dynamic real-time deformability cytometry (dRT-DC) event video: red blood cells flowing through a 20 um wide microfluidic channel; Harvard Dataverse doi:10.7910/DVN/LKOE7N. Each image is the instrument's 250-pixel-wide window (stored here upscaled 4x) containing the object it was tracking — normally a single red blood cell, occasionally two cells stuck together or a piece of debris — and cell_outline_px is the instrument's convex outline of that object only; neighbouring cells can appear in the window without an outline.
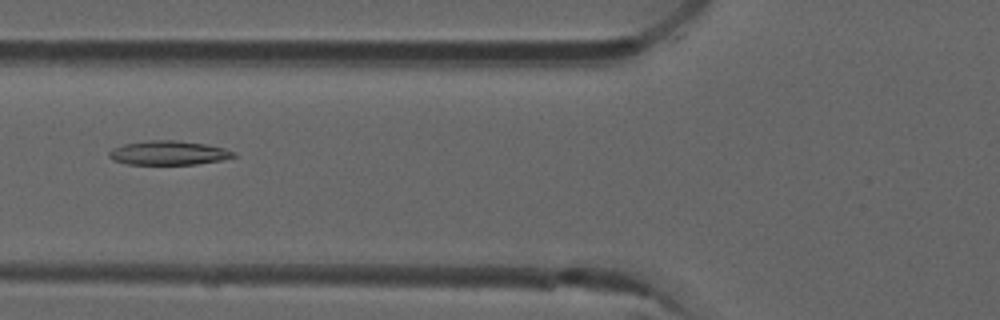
{"species": "common noctule bat (a hibernating species)", "species_latin": "Nyctalus noctula", "temperature_condition": "room temperature", "stored_images_in_passage": 22, "camera_frame_rate_fps": 3000, "um_per_image_px": 0.085, "animal": {"sex": "male", "forearm_length_mm": 52.5}, "frame": {"image": 1, "passage_image": 12, "time_ms": 3.667, "image_size_px": [1000, 320], "cell_outline_px": [[236, 156], [220, 160], [196, 164], [128, 164], [112, 160], [108, 156], [108, 152], [112, 148], [124, 144], [148, 140], [176, 140], [208, 144], [224, 148], [236, 152]], "centroid_in_image_um": [14.31, 12.99], "position_along_channel_um": 111.5, "area_um2": 17.57}}
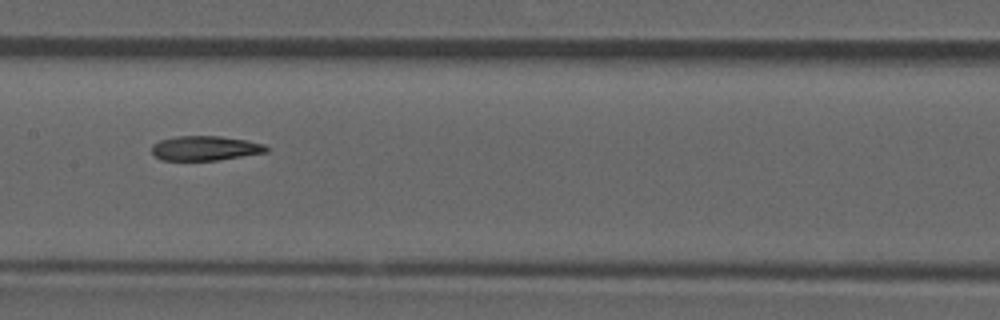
{"frame": {"image": 2, "passage_image": 18, "time_ms": 5.667, "image_size_px": [1000, 320], "cell_outline_px": [[268, 152], [216, 160], [160, 160], [152, 152], [152, 144], [160, 140], [176, 136], [220, 136], [248, 140], [264, 144], [268, 148]], "centroid_in_image_um": [17.44, 12.59], "position_along_channel_um": 190.0, "area_um2": 16.42}}
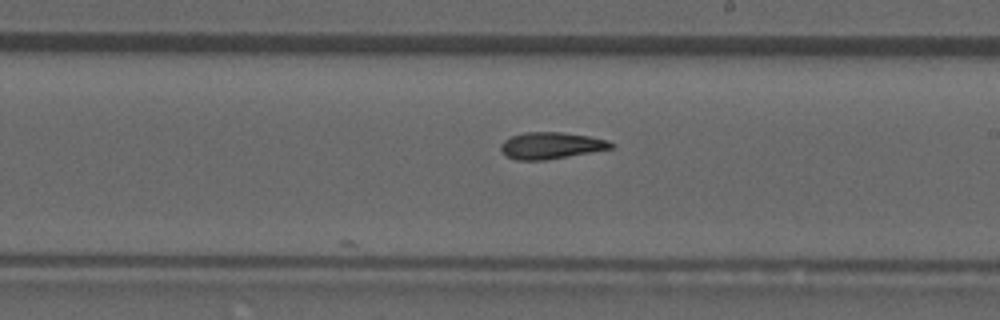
{"frame": {"image": 3, "passage_image": 22, "time_ms": 7.0, "image_size_px": [1000, 320], "cell_outline_px": [[616, 144], [612, 148], [544, 160], [516, 160], [508, 156], [500, 148], [500, 144], [504, 140], [512, 136], [524, 132], [564, 132], [588, 136], [608, 140]], "centroid_in_image_um": [46.84, 12.36], "position_along_channel_um": 242.2, "area_um2": 16.94}}